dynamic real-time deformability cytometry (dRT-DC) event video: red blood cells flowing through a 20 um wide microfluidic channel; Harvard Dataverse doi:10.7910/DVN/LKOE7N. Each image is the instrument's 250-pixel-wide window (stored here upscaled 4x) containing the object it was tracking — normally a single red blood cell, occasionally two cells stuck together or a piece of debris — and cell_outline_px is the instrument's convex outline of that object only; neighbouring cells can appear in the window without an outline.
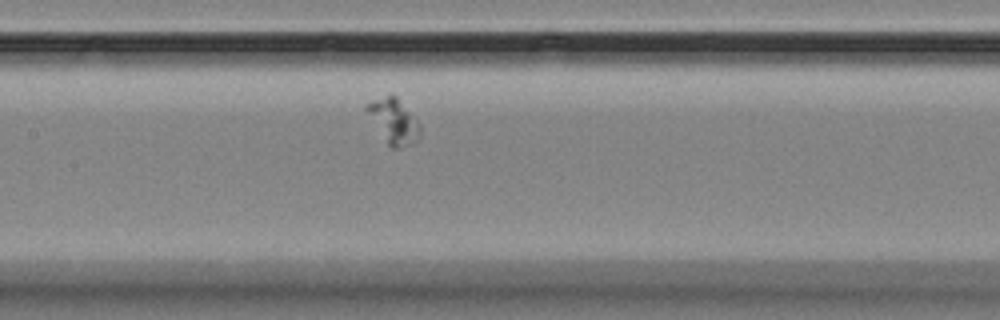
{"species": "Egyptian fruit bat (a non-hibernating species)", "species_latin": "Rousettus aegyptiacus", "temperature_condition": "room temperature", "stored_images_in_passage": 5, "camera_frame_rate_fps": 3000, "um_per_image_px": 0.085, "animal": {"sex": "female"}, "frame": {"image": 1, "passage_image": 5, "time_ms": 4.667, "image_size_px": [1000, 320], "cell_outline_px": [[420, 136], [416, 144], [396, 148], [392, 148], [388, 144], [364, 108], [364, 104], [372, 100], [392, 92], [396, 96], [420, 124]], "centroid_in_image_um": [33.47, 10.28], "position_along_channel_um": 173.9, "area_um2": 13.93}}